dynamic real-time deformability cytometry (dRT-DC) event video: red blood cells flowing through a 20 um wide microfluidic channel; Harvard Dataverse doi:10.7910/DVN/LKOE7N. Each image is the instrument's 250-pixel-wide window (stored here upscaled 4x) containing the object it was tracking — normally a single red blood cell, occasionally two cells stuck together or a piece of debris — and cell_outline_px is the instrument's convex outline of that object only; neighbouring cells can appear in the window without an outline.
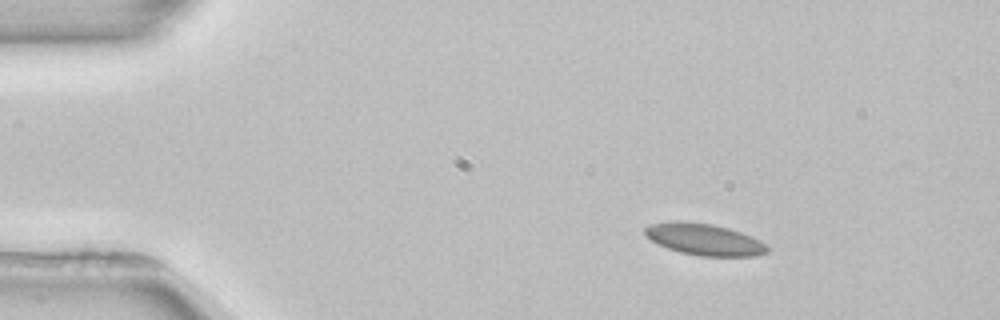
{"species": "common noctule bat (a hibernating species)", "species_latin": "Nyctalus noctula", "temperature_condition": "room temperature", "stored_images_in_passage": 5, "camera_frame_rate_fps": 3000, "um_per_image_px": 0.085, "animal": {"sex": "female", "body_mass_g": 22.7, "forearm_length_mm": 54.2}, "frame": {"image": 1, "passage_image": 2, "time_ms": 1.667, "image_size_px": [1000, 320], "cell_outline_px": [[768, 252], [756, 256], [700, 256], [680, 252], [668, 248], [644, 236], [644, 228], [652, 224], [672, 220], [680, 220], [712, 224], [728, 228], [752, 236], [768, 244]], "centroid_in_image_um": [59.88, 20.34], "position_along_channel_um": 25.1, "area_um2": 22.66}}
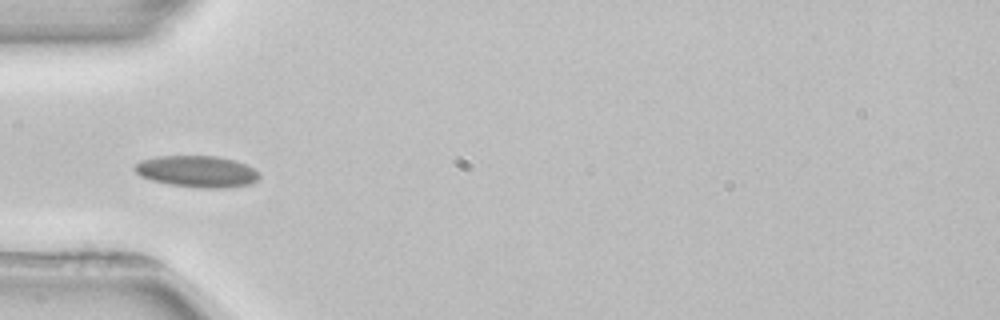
{"frame": {"image": 2, "passage_image": 4, "time_ms": 4.667, "image_size_px": [1000, 320], "cell_outline_px": [[260, 176], [256, 180], [248, 184], [224, 188], [204, 188], [168, 184], [152, 180], [140, 176], [132, 168], [132, 164], [140, 160], [156, 156], [216, 156], [236, 160], [252, 168]], "centroid_in_image_um": [16.67, 14.56], "position_along_channel_um": 68.3, "area_um2": 22.89}}